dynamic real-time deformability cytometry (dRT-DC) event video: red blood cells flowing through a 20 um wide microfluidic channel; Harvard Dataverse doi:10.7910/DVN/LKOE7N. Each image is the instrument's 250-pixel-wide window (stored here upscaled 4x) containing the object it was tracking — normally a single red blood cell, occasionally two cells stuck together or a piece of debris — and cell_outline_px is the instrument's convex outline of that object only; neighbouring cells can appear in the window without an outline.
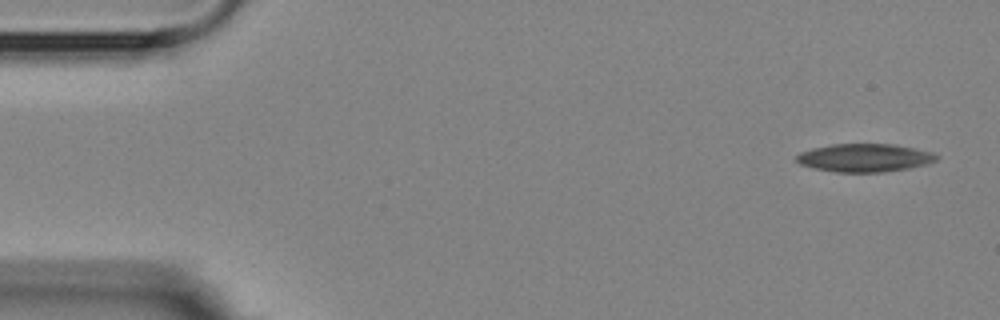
{"species": "Egyptian fruit bat (a non-hibernating species)", "species_latin": "Rousettus aegyptiacus", "temperature_condition": "room temperature", "stored_images_in_passage": 4, "camera_frame_rate_fps": 3000, "um_per_image_px": 0.085, "animal": {"sex": "female"}, "frame": {"image": 1, "passage_image": 1, "time_ms": 0.0, "image_size_px": [1000, 320], "cell_outline_px": [[940, 156], [936, 160], [928, 164], [908, 168], [884, 172], [836, 172], [812, 168], [800, 164], [796, 160], [796, 156], [800, 152], [812, 148], [832, 144], [896, 144], [932, 152]], "centroid_in_image_um": [73.49, 13.41], "position_along_channel_um": 11.5, "area_um2": 23.06}}